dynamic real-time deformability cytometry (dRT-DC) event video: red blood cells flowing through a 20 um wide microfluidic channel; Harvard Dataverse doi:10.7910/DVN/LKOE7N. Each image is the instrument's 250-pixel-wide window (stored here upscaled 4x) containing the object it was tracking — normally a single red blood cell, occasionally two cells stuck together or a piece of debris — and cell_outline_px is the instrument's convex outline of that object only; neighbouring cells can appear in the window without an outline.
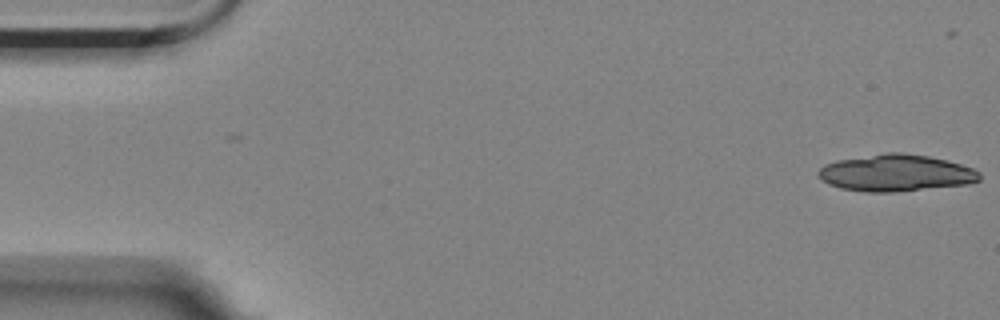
{"species": "Egyptian fruit bat (a non-hibernating species)", "species_latin": "Rousettus aegyptiacus", "temperature_condition": "room temperature", "stored_images_in_passage": 40, "camera_frame_rate_fps": 3000, "um_per_image_px": 0.085, "animal": {"sex": "female"}, "frame": {"image": 1, "passage_image": 1, "time_ms": 0.0, "image_size_px": [1000, 320], "cell_outline_px": [[980, 180], [968, 184], [892, 192], [864, 192], [840, 188], [828, 184], [820, 180], [816, 172], [824, 164], [836, 160], [888, 152], [900, 152], [928, 156], [960, 164], [972, 168], [980, 172]], "centroid_in_image_um": [76.09, 14.7], "position_along_channel_um": 8.9, "area_um2": 34.62}}
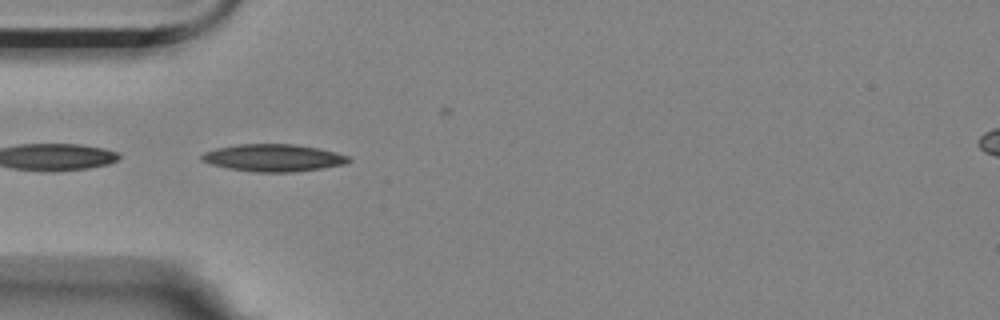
{"frame": {"image": 2, "passage_image": 17, "time_ms": 5.333, "image_size_px": [1000, 320], "cell_outline_px": [[352, 160], [344, 164], [320, 168], [292, 172], [252, 172], [228, 168], [212, 164], [200, 160], [200, 156], [204, 152], [216, 148], [240, 144], [296, 144], [316, 148], [348, 156]], "centroid_in_image_um": [23.18, 13.41], "position_along_channel_um": 61.8, "area_um2": 23.12}}
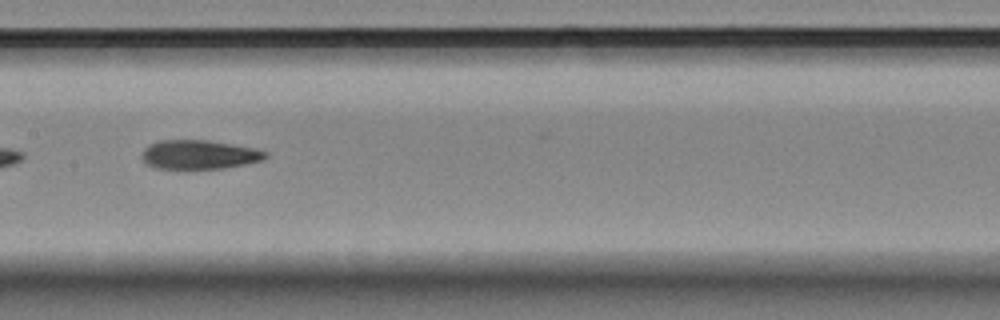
{"frame": {"image": 3, "passage_image": 28, "time_ms": 9.0, "image_size_px": [1000, 320], "cell_outline_px": [[268, 156], [264, 160], [224, 168], [156, 168], [144, 164], [140, 156], [144, 148], [148, 144], [160, 140], [208, 140], [232, 144], [252, 148], [268, 152]], "centroid_in_image_um": [16.88, 13.13], "position_along_channel_um": 190.5, "area_um2": 20.98}}